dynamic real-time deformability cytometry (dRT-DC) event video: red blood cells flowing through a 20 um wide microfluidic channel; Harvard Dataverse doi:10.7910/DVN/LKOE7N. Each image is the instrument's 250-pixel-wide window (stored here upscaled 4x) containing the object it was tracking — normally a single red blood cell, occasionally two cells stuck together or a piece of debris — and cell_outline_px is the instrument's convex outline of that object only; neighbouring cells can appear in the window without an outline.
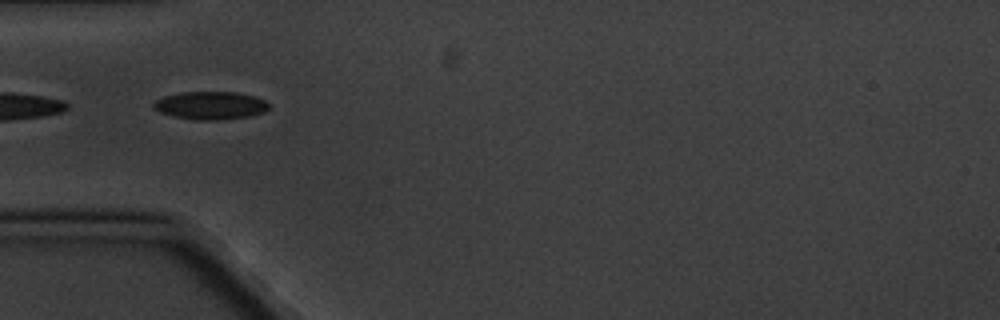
{"species": "common noctule bat (a hibernating species)", "species_latin": "Nyctalus noctula", "temperature_condition": "cold", "stored_images_in_passage": 7, "camera_frame_rate_fps": 3000, "um_per_image_px": 0.085, "animal": {"sex": "male", "body_mass_g": 20.1, "forearm_length_mm": 53.5}, "frame": {"image": 1, "passage_image": 5, "time_ms": 4.667, "image_size_px": [1000, 320], "cell_outline_px": [[268, 108], [264, 112], [252, 116], [216, 120], [200, 120], [172, 116], [160, 112], [152, 108], [152, 104], [156, 100], [164, 96], [184, 92], [236, 92], [252, 96], [264, 100], [268, 104]], "centroid_in_image_um": [17.87, 8.97], "position_along_channel_um": 67.1, "area_um2": 18.67}}